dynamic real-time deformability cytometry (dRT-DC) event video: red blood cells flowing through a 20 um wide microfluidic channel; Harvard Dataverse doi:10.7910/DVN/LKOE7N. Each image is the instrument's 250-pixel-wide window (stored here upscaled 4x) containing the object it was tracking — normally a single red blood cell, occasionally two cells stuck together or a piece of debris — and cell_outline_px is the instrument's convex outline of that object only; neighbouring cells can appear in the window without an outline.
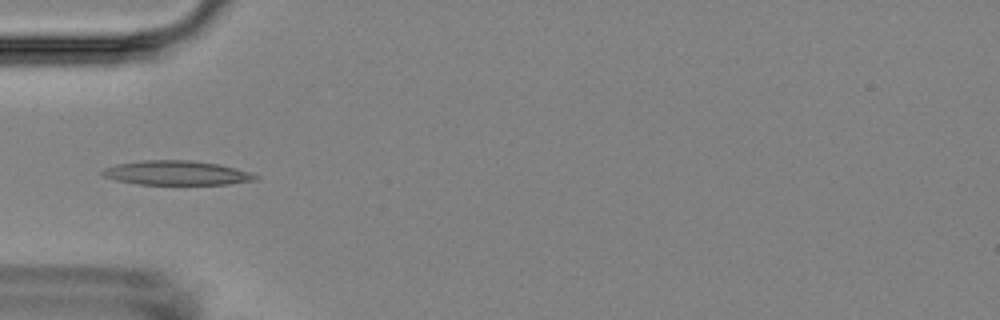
{"species": "Egyptian fruit bat (a non-hibernating species)", "species_latin": "Rousettus aegyptiacus", "temperature_condition": "room temperature", "stored_images_in_passage": 3, "camera_frame_rate_fps": 3000, "um_per_image_px": 0.085, "animal": {"sex": "female"}, "frame": {"image": 1, "passage_image": 1, "time_ms": 0.0, "image_size_px": [1000, 320], "cell_outline_px": [[260, 176], [256, 180], [228, 184], [140, 184], [116, 180], [104, 176], [100, 172], [104, 168], [116, 164], [144, 160], [192, 160], [220, 164], [236, 168]], "centroid_in_image_um": [15.02, 14.69], "position_along_channel_um": 70.0, "area_um2": 21.62}}
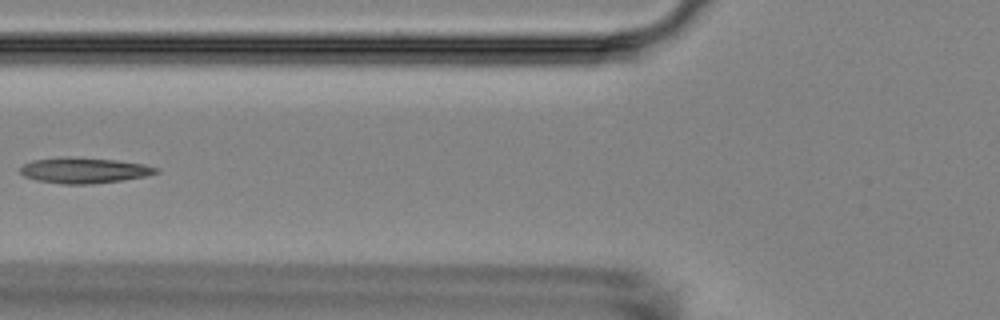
{"frame": {"image": 2, "passage_image": 2, "time_ms": 1.333, "image_size_px": [1000, 320], "cell_outline_px": [[160, 172], [144, 176], [120, 180], [88, 184], [64, 184], [36, 180], [24, 176], [20, 172], [20, 168], [24, 164], [32, 160], [116, 160], [144, 164], [160, 168]], "centroid_in_image_um": [7.21, 14.53], "position_along_channel_um": 118.6, "area_um2": 19.02}}
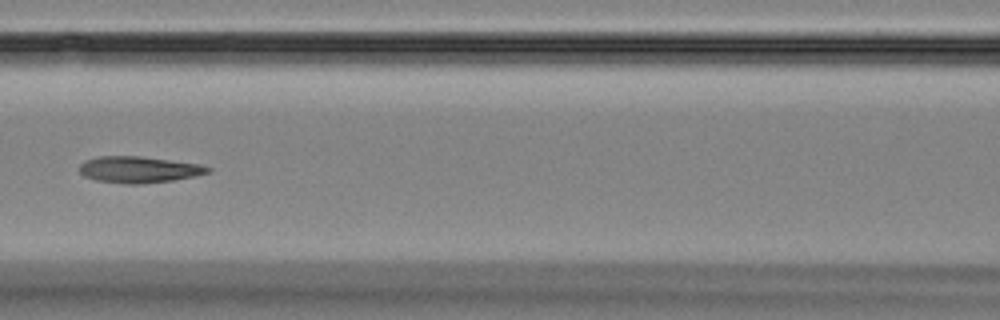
{"frame": {"image": 3, "passage_image": 3, "time_ms": 2.333, "image_size_px": [1000, 320], "cell_outline_px": [[212, 172], [196, 176], [172, 180], [140, 184], [124, 184], [96, 180], [84, 176], [80, 172], [80, 164], [84, 160], [100, 156], [140, 156], [200, 164], [212, 168]], "centroid_in_image_um": [11.82, 14.41], "position_along_channel_um": 154.8, "area_um2": 19.83}}